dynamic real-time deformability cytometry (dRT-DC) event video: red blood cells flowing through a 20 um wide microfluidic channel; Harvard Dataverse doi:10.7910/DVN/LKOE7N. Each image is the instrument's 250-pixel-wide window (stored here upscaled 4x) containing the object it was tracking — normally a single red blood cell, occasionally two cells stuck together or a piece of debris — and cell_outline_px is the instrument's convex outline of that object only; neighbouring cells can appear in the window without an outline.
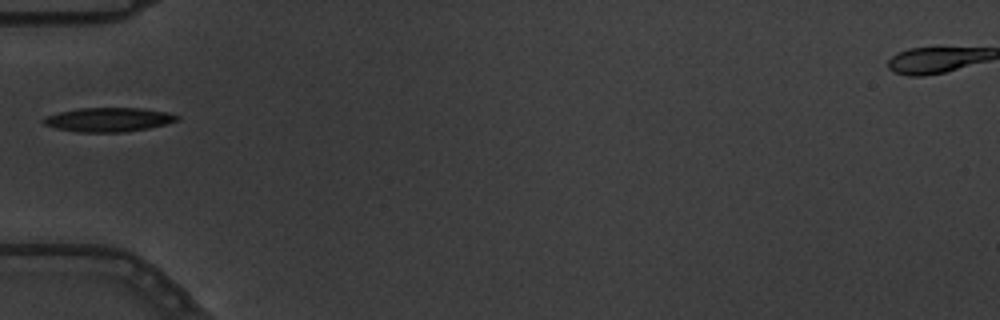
{"species": "common noctule bat (a hibernating species)", "species_latin": "Nyctalus noctula", "temperature_condition": "warm", "stored_images_in_passage": 1, "camera_frame_rate_fps": 3000, "um_per_image_px": 0.085, "animal": {"sex": "male", "body_mass_g": 19.5, "forearm_length_mm": 54.6}, "frame": {"image": 1, "passage_image": 1, "time_ms": 0.0, "image_size_px": [1000, 320], "cell_outline_px": [[180, 120], [148, 128], [124, 132], [76, 132], [56, 128], [44, 124], [40, 120], [44, 116], [76, 108], [140, 108], [168, 112], [180, 116]], "centroid_in_image_um": [9.2, 10.16], "position_along_channel_um": 75.8, "area_um2": 18.84}}